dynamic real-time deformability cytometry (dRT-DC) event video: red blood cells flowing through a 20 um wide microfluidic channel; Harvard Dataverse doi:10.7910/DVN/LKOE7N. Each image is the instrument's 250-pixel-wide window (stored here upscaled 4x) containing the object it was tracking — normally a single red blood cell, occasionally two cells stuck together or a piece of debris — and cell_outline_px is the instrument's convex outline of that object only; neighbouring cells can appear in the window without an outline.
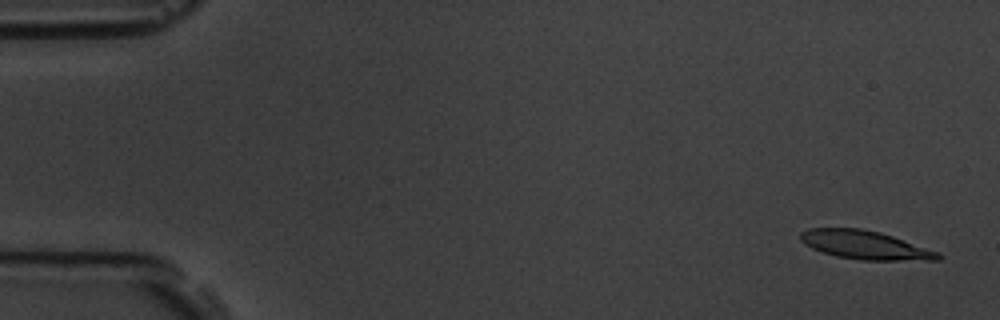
{"species": "common noctule bat (a hibernating species)", "species_latin": "Nyctalus noctula", "temperature_condition": "room temperature", "stored_images_in_passage": 6, "segment_of_instrument_passage": [2, 2], "camera_frame_rate_fps": 3000, "um_per_image_px": 0.085, "animal": {"sex": "male", "body_mass_g": 19.5, "forearm_length_mm": 54.6}, "frame": {"image": 1, "passage_image": 6, "time_ms": 6.667, "image_size_px": [1000, 320], "cell_outline_px": [[944, 256], [940, 260], [860, 260], [836, 256], [812, 248], [804, 244], [800, 240], [800, 232], [808, 228], [860, 228], [880, 232], [940, 252]], "centroid_in_image_um": [73.54, 20.82], "position_along_channel_um": 11.5, "area_um2": 22.95}}